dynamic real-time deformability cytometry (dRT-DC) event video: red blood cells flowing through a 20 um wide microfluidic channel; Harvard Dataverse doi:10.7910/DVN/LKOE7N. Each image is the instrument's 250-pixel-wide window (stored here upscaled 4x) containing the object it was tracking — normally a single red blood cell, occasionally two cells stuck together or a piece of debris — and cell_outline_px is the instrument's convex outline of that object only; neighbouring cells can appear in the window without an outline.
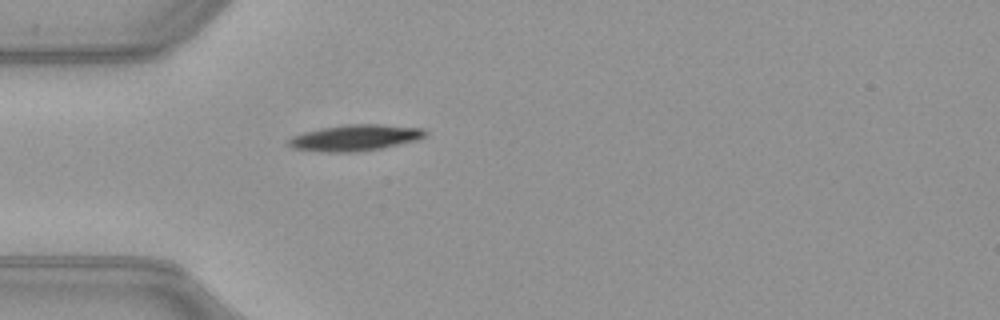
{"species": "common noctule bat (a hibernating species)", "species_latin": "Nyctalus noctula", "temperature_condition": "warm", "stored_images_in_passage": 37, "camera_frame_rate_fps": 3000, "um_per_image_px": 0.085, "animal": {"sex": "female", "body_mass_g": 21.9}, "frame": {"image": 1, "passage_image": 1, "time_ms": 0.0, "image_size_px": [1000, 320], "cell_outline_px": [[428, 136], [416, 140], [380, 148], [356, 152], [328, 152], [292, 148], [288, 144], [288, 140], [292, 136], [304, 132], [320, 128], [348, 124], [380, 124], [424, 128], [428, 132]], "centroid_in_image_um": [30.21, 11.7], "position_along_channel_um": 54.8, "area_um2": 20.81}}
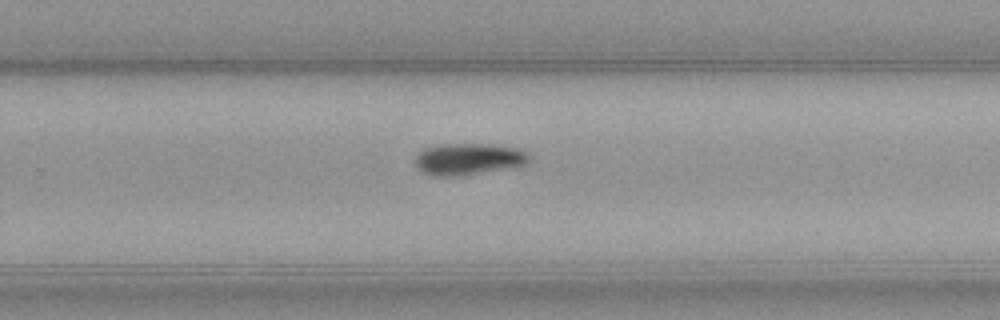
{"frame": {"image": 2, "passage_image": 19, "time_ms": 6.0, "image_size_px": [1000, 320], "cell_outline_px": [[532, 160], [528, 164], [512, 168], [464, 176], [432, 176], [416, 168], [416, 156], [424, 148], [440, 144], [496, 144], [516, 148], [532, 156]], "centroid_in_image_um": [39.88, 13.53], "position_along_channel_um": 289.9, "area_um2": 21.5}}
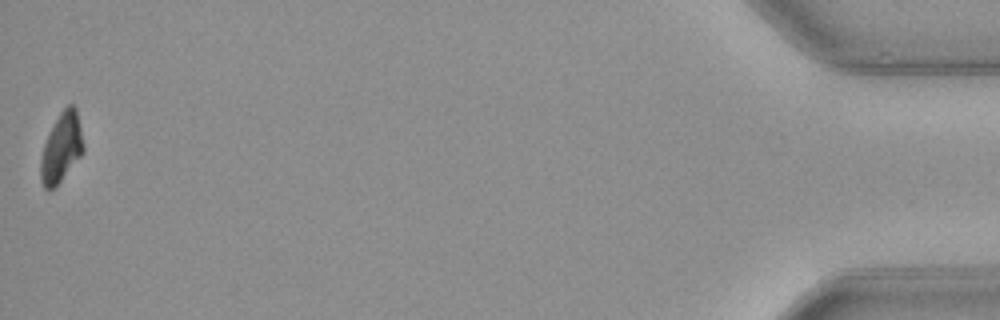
{"frame": {"image": 3, "passage_image": 37, "time_ms": 12.0, "image_size_px": [1000, 320], "cell_outline_px": [[84, 152], [56, 188], [48, 192], [44, 188], [40, 180], [40, 160], [44, 144], [48, 132], [60, 112], [68, 104], [72, 104], [76, 108], [84, 144]], "centroid_in_image_um": [5.21, 12.61], "position_along_channel_um": 430.0, "area_um2": 17.63}, "authors_computed_cell_mechanics": {"area_um2": 20.4034, "velocity_mm_per_s": 4.0231, "shape_relaxation_time_tau1_ms": 2.2014, "shape_relaxation_time_tau2_ms": null, "deformation_change_tau1": 0.1356, "deformation_change_tau2": null}}